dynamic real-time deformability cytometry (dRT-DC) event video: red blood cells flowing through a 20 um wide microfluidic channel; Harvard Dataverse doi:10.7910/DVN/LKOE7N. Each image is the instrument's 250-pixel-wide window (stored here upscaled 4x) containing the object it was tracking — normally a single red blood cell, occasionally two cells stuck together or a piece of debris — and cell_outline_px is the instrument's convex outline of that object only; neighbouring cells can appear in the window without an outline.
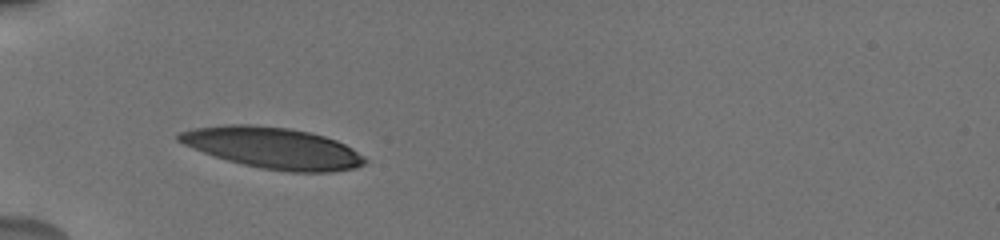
{"species": "human", "species_latin": "Homo sapiens", "temperature_condition": "cold", "stored_images_in_passage": 5, "camera_frame_rate_fps": 3000, "um_per_image_px": 0.085, "donor": {"sex": "male"}, "frame": {"image": 1, "passage_image": 3, "time_ms": 2.0, "image_size_px": [1000, 240], "cell_outline_px": [[368, 160], [364, 164], [356, 168], [328, 172], [288, 172], [260, 168], [228, 160], [192, 148], [176, 140], [176, 136], [180, 132], [192, 128], [224, 124], [252, 124], [288, 128], [308, 132], [324, 136], [336, 140], [352, 148], [364, 156]], "centroid_in_image_um": [23.2, 12.57], "position_along_channel_um": 61.8, "area_um2": 44.62}}